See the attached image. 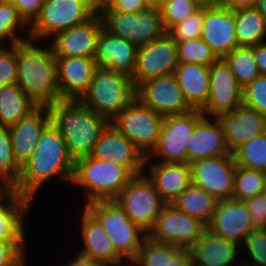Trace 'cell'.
I'll list each match as a JSON object with an SVG mask.
<instances>
[{
  "label": "cell",
  "instance_id": "603a6c76",
  "mask_svg": "<svg viewBox=\"0 0 266 266\" xmlns=\"http://www.w3.org/2000/svg\"><path fill=\"white\" fill-rule=\"evenodd\" d=\"M50 122V107L37 106L9 127L13 155L20 167L32 156L41 133Z\"/></svg>",
  "mask_w": 266,
  "mask_h": 266
},
{
  "label": "cell",
  "instance_id": "7a4b0ae2",
  "mask_svg": "<svg viewBox=\"0 0 266 266\" xmlns=\"http://www.w3.org/2000/svg\"><path fill=\"white\" fill-rule=\"evenodd\" d=\"M42 43L30 38L16 43V83L37 106L51 107L61 101L56 57L50 43Z\"/></svg>",
  "mask_w": 266,
  "mask_h": 266
},
{
  "label": "cell",
  "instance_id": "f35d334b",
  "mask_svg": "<svg viewBox=\"0 0 266 266\" xmlns=\"http://www.w3.org/2000/svg\"><path fill=\"white\" fill-rule=\"evenodd\" d=\"M241 252L248 255L242 266H266V228L253 229L241 244Z\"/></svg>",
  "mask_w": 266,
  "mask_h": 266
},
{
  "label": "cell",
  "instance_id": "3957f363",
  "mask_svg": "<svg viewBox=\"0 0 266 266\" xmlns=\"http://www.w3.org/2000/svg\"><path fill=\"white\" fill-rule=\"evenodd\" d=\"M51 121L66 142L73 160L90 156L103 131L111 123L80 100H61L50 107Z\"/></svg>",
  "mask_w": 266,
  "mask_h": 266
},
{
  "label": "cell",
  "instance_id": "6125c7cd",
  "mask_svg": "<svg viewBox=\"0 0 266 266\" xmlns=\"http://www.w3.org/2000/svg\"><path fill=\"white\" fill-rule=\"evenodd\" d=\"M16 0H0V4H11L13 5Z\"/></svg>",
  "mask_w": 266,
  "mask_h": 266
},
{
  "label": "cell",
  "instance_id": "d590c367",
  "mask_svg": "<svg viewBox=\"0 0 266 266\" xmlns=\"http://www.w3.org/2000/svg\"><path fill=\"white\" fill-rule=\"evenodd\" d=\"M233 156L237 166L266 173V131L237 148Z\"/></svg>",
  "mask_w": 266,
  "mask_h": 266
},
{
  "label": "cell",
  "instance_id": "d4e9b609",
  "mask_svg": "<svg viewBox=\"0 0 266 266\" xmlns=\"http://www.w3.org/2000/svg\"><path fill=\"white\" fill-rule=\"evenodd\" d=\"M144 173L153 183L166 204H171L191 184V170L188 163H164L145 160Z\"/></svg>",
  "mask_w": 266,
  "mask_h": 266
},
{
  "label": "cell",
  "instance_id": "ab89813d",
  "mask_svg": "<svg viewBox=\"0 0 266 266\" xmlns=\"http://www.w3.org/2000/svg\"><path fill=\"white\" fill-rule=\"evenodd\" d=\"M20 168L13 155L9 127L0 125V177L12 186L19 177Z\"/></svg>",
  "mask_w": 266,
  "mask_h": 266
},
{
  "label": "cell",
  "instance_id": "484cf974",
  "mask_svg": "<svg viewBox=\"0 0 266 266\" xmlns=\"http://www.w3.org/2000/svg\"><path fill=\"white\" fill-rule=\"evenodd\" d=\"M80 215L79 231L84 247H81L77 254L104 262L108 266H123L126 262L116 253L112 241L100 222L85 207Z\"/></svg>",
  "mask_w": 266,
  "mask_h": 266
},
{
  "label": "cell",
  "instance_id": "9c48e42d",
  "mask_svg": "<svg viewBox=\"0 0 266 266\" xmlns=\"http://www.w3.org/2000/svg\"><path fill=\"white\" fill-rule=\"evenodd\" d=\"M115 201L146 235L166 204L145 173L134 175Z\"/></svg>",
  "mask_w": 266,
  "mask_h": 266
},
{
  "label": "cell",
  "instance_id": "94428289",
  "mask_svg": "<svg viewBox=\"0 0 266 266\" xmlns=\"http://www.w3.org/2000/svg\"><path fill=\"white\" fill-rule=\"evenodd\" d=\"M168 0H156V8H160Z\"/></svg>",
  "mask_w": 266,
  "mask_h": 266
},
{
  "label": "cell",
  "instance_id": "91938a15",
  "mask_svg": "<svg viewBox=\"0 0 266 266\" xmlns=\"http://www.w3.org/2000/svg\"><path fill=\"white\" fill-rule=\"evenodd\" d=\"M150 8H156V0H144Z\"/></svg>",
  "mask_w": 266,
  "mask_h": 266
},
{
  "label": "cell",
  "instance_id": "5bb4252c",
  "mask_svg": "<svg viewBox=\"0 0 266 266\" xmlns=\"http://www.w3.org/2000/svg\"><path fill=\"white\" fill-rule=\"evenodd\" d=\"M136 98L164 117L192 110L184 98L174 73L140 83L136 87Z\"/></svg>",
  "mask_w": 266,
  "mask_h": 266
},
{
  "label": "cell",
  "instance_id": "03108f58",
  "mask_svg": "<svg viewBox=\"0 0 266 266\" xmlns=\"http://www.w3.org/2000/svg\"><path fill=\"white\" fill-rule=\"evenodd\" d=\"M28 263H27V260H25L20 266H29V265H27Z\"/></svg>",
  "mask_w": 266,
  "mask_h": 266
},
{
  "label": "cell",
  "instance_id": "4dcf8cb0",
  "mask_svg": "<svg viewBox=\"0 0 266 266\" xmlns=\"http://www.w3.org/2000/svg\"><path fill=\"white\" fill-rule=\"evenodd\" d=\"M37 105L17 83L0 87V125L11 127L32 112Z\"/></svg>",
  "mask_w": 266,
  "mask_h": 266
},
{
  "label": "cell",
  "instance_id": "f907efd6",
  "mask_svg": "<svg viewBox=\"0 0 266 266\" xmlns=\"http://www.w3.org/2000/svg\"><path fill=\"white\" fill-rule=\"evenodd\" d=\"M166 266H192L189 250L174 246L167 253Z\"/></svg>",
  "mask_w": 266,
  "mask_h": 266
},
{
  "label": "cell",
  "instance_id": "816d5d0a",
  "mask_svg": "<svg viewBox=\"0 0 266 266\" xmlns=\"http://www.w3.org/2000/svg\"><path fill=\"white\" fill-rule=\"evenodd\" d=\"M253 54L260 75H266V42L254 45Z\"/></svg>",
  "mask_w": 266,
  "mask_h": 266
},
{
  "label": "cell",
  "instance_id": "be15d7a7",
  "mask_svg": "<svg viewBox=\"0 0 266 266\" xmlns=\"http://www.w3.org/2000/svg\"><path fill=\"white\" fill-rule=\"evenodd\" d=\"M262 194L266 196V173L263 181V188H262Z\"/></svg>",
  "mask_w": 266,
  "mask_h": 266
},
{
  "label": "cell",
  "instance_id": "7c38bea8",
  "mask_svg": "<svg viewBox=\"0 0 266 266\" xmlns=\"http://www.w3.org/2000/svg\"><path fill=\"white\" fill-rule=\"evenodd\" d=\"M207 227L173 204H165L155 219L147 238L162 244L189 249L202 236Z\"/></svg>",
  "mask_w": 266,
  "mask_h": 266
},
{
  "label": "cell",
  "instance_id": "ba28073f",
  "mask_svg": "<svg viewBox=\"0 0 266 266\" xmlns=\"http://www.w3.org/2000/svg\"><path fill=\"white\" fill-rule=\"evenodd\" d=\"M204 117L201 110L164 117L156 147L145 160L187 163V143L196 125Z\"/></svg>",
  "mask_w": 266,
  "mask_h": 266
},
{
  "label": "cell",
  "instance_id": "8d00e7d4",
  "mask_svg": "<svg viewBox=\"0 0 266 266\" xmlns=\"http://www.w3.org/2000/svg\"><path fill=\"white\" fill-rule=\"evenodd\" d=\"M265 172L236 167L232 199L244 201L262 193Z\"/></svg>",
  "mask_w": 266,
  "mask_h": 266
},
{
  "label": "cell",
  "instance_id": "cb8c5ba5",
  "mask_svg": "<svg viewBox=\"0 0 266 266\" xmlns=\"http://www.w3.org/2000/svg\"><path fill=\"white\" fill-rule=\"evenodd\" d=\"M235 28L234 11L223 7H205L201 38L219 58L239 47Z\"/></svg>",
  "mask_w": 266,
  "mask_h": 266
},
{
  "label": "cell",
  "instance_id": "680465c9",
  "mask_svg": "<svg viewBox=\"0 0 266 266\" xmlns=\"http://www.w3.org/2000/svg\"><path fill=\"white\" fill-rule=\"evenodd\" d=\"M255 8L265 18L266 21V0H257Z\"/></svg>",
  "mask_w": 266,
  "mask_h": 266
},
{
  "label": "cell",
  "instance_id": "11a10c76",
  "mask_svg": "<svg viewBox=\"0 0 266 266\" xmlns=\"http://www.w3.org/2000/svg\"><path fill=\"white\" fill-rule=\"evenodd\" d=\"M200 7H221V0H191Z\"/></svg>",
  "mask_w": 266,
  "mask_h": 266
},
{
  "label": "cell",
  "instance_id": "7dc6e473",
  "mask_svg": "<svg viewBox=\"0 0 266 266\" xmlns=\"http://www.w3.org/2000/svg\"><path fill=\"white\" fill-rule=\"evenodd\" d=\"M255 228H266V196L258 194L244 200Z\"/></svg>",
  "mask_w": 266,
  "mask_h": 266
},
{
  "label": "cell",
  "instance_id": "db71d44e",
  "mask_svg": "<svg viewBox=\"0 0 266 266\" xmlns=\"http://www.w3.org/2000/svg\"><path fill=\"white\" fill-rule=\"evenodd\" d=\"M71 259L72 260H69V262L66 263L67 265L64 264V266H108L104 262L83 257L77 254V252H76V255H74V257Z\"/></svg>",
  "mask_w": 266,
  "mask_h": 266
},
{
  "label": "cell",
  "instance_id": "f5cc1de1",
  "mask_svg": "<svg viewBox=\"0 0 266 266\" xmlns=\"http://www.w3.org/2000/svg\"><path fill=\"white\" fill-rule=\"evenodd\" d=\"M257 0H221V7L232 11L255 7Z\"/></svg>",
  "mask_w": 266,
  "mask_h": 266
},
{
  "label": "cell",
  "instance_id": "ffe728a7",
  "mask_svg": "<svg viewBox=\"0 0 266 266\" xmlns=\"http://www.w3.org/2000/svg\"><path fill=\"white\" fill-rule=\"evenodd\" d=\"M223 133L226 146L233 153L241 145L266 131V118L243 103L233 111L216 116Z\"/></svg>",
  "mask_w": 266,
  "mask_h": 266
},
{
  "label": "cell",
  "instance_id": "7bdbcfd3",
  "mask_svg": "<svg viewBox=\"0 0 266 266\" xmlns=\"http://www.w3.org/2000/svg\"><path fill=\"white\" fill-rule=\"evenodd\" d=\"M205 7H200L189 18L173 26L167 33L175 42L201 38Z\"/></svg>",
  "mask_w": 266,
  "mask_h": 266
},
{
  "label": "cell",
  "instance_id": "e575fe53",
  "mask_svg": "<svg viewBox=\"0 0 266 266\" xmlns=\"http://www.w3.org/2000/svg\"><path fill=\"white\" fill-rule=\"evenodd\" d=\"M23 35L24 32L25 34ZM19 32V33H17ZM25 36V37H24ZM30 25L19 14L18 9L11 4H0V45L15 44L29 39Z\"/></svg>",
  "mask_w": 266,
  "mask_h": 266
},
{
  "label": "cell",
  "instance_id": "5b68a950",
  "mask_svg": "<svg viewBox=\"0 0 266 266\" xmlns=\"http://www.w3.org/2000/svg\"><path fill=\"white\" fill-rule=\"evenodd\" d=\"M136 98L132 78L98 66L88 92L80 100L86 107L104 116L110 122Z\"/></svg>",
  "mask_w": 266,
  "mask_h": 266
},
{
  "label": "cell",
  "instance_id": "bcb514c9",
  "mask_svg": "<svg viewBox=\"0 0 266 266\" xmlns=\"http://www.w3.org/2000/svg\"><path fill=\"white\" fill-rule=\"evenodd\" d=\"M0 45V87L17 82L16 43Z\"/></svg>",
  "mask_w": 266,
  "mask_h": 266
},
{
  "label": "cell",
  "instance_id": "60d3db41",
  "mask_svg": "<svg viewBox=\"0 0 266 266\" xmlns=\"http://www.w3.org/2000/svg\"><path fill=\"white\" fill-rule=\"evenodd\" d=\"M199 8L200 6L191 0H168L165 2L159 10L166 32L189 18Z\"/></svg>",
  "mask_w": 266,
  "mask_h": 266
},
{
  "label": "cell",
  "instance_id": "1f68e13d",
  "mask_svg": "<svg viewBox=\"0 0 266 266\" xmlns=\"http://www.w3.org/2000/svg\"><path fill=\"white\" fill-rule=\"evenodd\" d=\"M217 202L218 200L204 189L191 184L171 204L178 210L198 219L207 227L213 217Z\"/></svg>",
  "mask_w": 266,
  "mask_h": 266
},
{
  "label": "cell",
  "instance_id": "f546056e",
  "mask_svg": "<svg viewBox=\"0 0 266 266\" xmlns=\"http://www.w3.org/2000/svg\"><path fill=\"white\" fill-rule=\"evenodd\" d=\"M32 201L11 191L0 202V239H26V219Z\"/></svg>",
  "mask_w": 266,
  "mask_h": 266
},
{
  "label": "cell",
  "instance_id": "c3c4849f",
  "mask_svg": "<svg viewBox=\"0 0 266 266\" xmlns=\"http://www.w3.org/2000/svg\"><path fill=\"white\" fill-rule=\"evenodd\" d=\"M150 8L144 0H111L99 12L140 13Z\"/></svg>",
  "mask_w": 266,
  "mask_h": 266
},
{
  "label": "cell",
  "instance_id": "7402d4cb",
  "mask_svg": "<svg viewBox=\"0 0 266 266\" xmlns=\"http://www.w3.org/2000/svg\"><path fill=\"white\" fill-rule=\"evenodd\" d=\"M188 250L192 266H242V257H239L242 255L241 245L216 235L207 228Z\"/></svg>",
  "mask_w": 266,
  "mask_h": 266
},
{
  "label": "cell",
  "instance_id": "f6af8a7d",
  "mask_svg": "<svg viewBox=\"0 0 266 266\" xmlns=\"http://www.w3.org/2000/svg\"><path fill=\"white\" fill-rule=\"evenodd\" d=\"M243 104L266 118V75H259L243 88Z\"/></svg>",
  "mask_w": 266,
  "mask_h": 266
},
{
  "label": "cell",
  "instance_id": "9a60e30c",
  "mask_svg": "<svg viewBox=\"0 0 266 266\" xmlns=\"http://www.w3.org/2000/svg\"><path fill=\"white\" fill-rule=\"evenodd\" d=\"M243 103V88L239 85L223 58L209 65V95L201 112L206 117L233 111Z\"/></svg>",
  "mask_w": 266,
  "mask_h": 266
},
{
  "label": "cell",
  "instance_id": "ac0fdd59",
  "mask_svg": "<svg viewBox=\"0 0 266 266\" xmlns=\"http://www.w3.org/2000/svg\"><path fill=\"white\" fill-rule=\"evenodd\" d=\"M91 155L126 167L133 175L144 173L145 155L112 123L101 134Z\"/></svg>",
  "mask_w": 266,
  "mask_h": 266
},
{
  "label": "cell",
  "instance_id": "e0dca14e",
  "mask_svg": "<svg viewBox=\"0 0 266 266\" xmlns=\"http://www.w3.org/2000/svg\"><path fill=\"white\" fill-rule=\"evenodd\" d=\"M102 27V19L97 12L87 22L56 33L50 41L55 57L95 58Z\"/></svg>",
  "mask_w": 266,
  "mask_h": 266
},
{
  "label": "cell",
  "instance_id": "681fc988",
  "mask_svg": "<svg viewBox=\"0 0 266 266\" xmlns=\"http://www.w3.org/2000/svg\"><path fill=\"white\" fill-rule=\"evenodd\" d=\"M45 0H16L13 4L24 20L31 25L40 15Z\"/></svg>",
  "mask_w": 266,
  "mask_h": 266
},
{
  "label": "cell",
  "instance_id": "8992f818",
  "mask_svg": "<svg viewBox=\"0 0 266 266\" xmlns=\"http://www.w3.org/2000/svg\"><path fill=\"white\" fill-rule=\"evenodd\" d=\"M84 207L100 222L116 253L125 262H133L147 235L129 219L115 200L96 201Z\"/></svg>",
  "mask_w": 266,
  "mask_h": 266
},
{
  "label": "cell",
  "instance_id": "4fadbf2b",
  "mask_svg": "<svg viewBox=\"0 0 266 266\" xmlns=\"http://www.w3.org/2000/svg\"><path fill=\"white\" fill-rule=\"evenodd\" d=\"M189 165L192 184L204 189L218 201L232 199L237 167L233 153L196 160Z\"/></svg>",
  "mask_w": 266,
  "mask_h": 266
},
{
  "label": "cell",
  "instance_id": "4316f807",
  "mask_svg": "<svg viewBox=\"0 0 266 266\" xmlns=\"http://www.w3.org/2000/svg\"><path fill=\"white\" fill-rule=\"evenodd\" d=\"M138 48L102 27L97 38L95 61L102 66L133 77Z\"/></svg>",
  "mask_w": 266,
  "mask_h": 266
},
{
  "label": "cell",
  "instance_id": "83f0119b",
  "mask_svg": "<svg viewBox=\"0 0 266 266\" xmlns=\"http://www.w3.org/2000/svg\"><path fill=\"white\" fill-rule=\"evenodd\" d=\"M222 127L216 117L204 116L196 125L187 143V163L230 155Z\"/></svg>",
  "mask_w": 266,
  "mask_h": 266
},
{
  "label": "cell",
  "instance_id": "30bf717a",
  "mask_svg": "<svg viewBox=\"0 0 266 266\" xmlns=\"http://www.w3.org/2000/svg\"><path fill=\"white\" fill-rule=\"evenodd\" d=\"M103 27L135 45L143 47L162 37L166 30L158 8H148L140 13L98 12Z\"/></svg>",
  "mask_w": 266,
  "mask_h": 266
},
{
  "label": "cell",
  "instance_id": "277c9868",
  "mask_svg": "<svg viewBox=\"0 0 266 266\" xmlns=\"http://www.w3.org/2000/svg\"><path fill=\"white\" fill-rule=\"evenodd\" d=\"M133 176L126 167L90 155L75 160L71 185L84 192L85 206L115 200Z\"/></svg>",
  "mask_w": 266,
  "mask_h": 266
},
{
  "label": "cell",
  "instance_id": "8fae6325",
  "mask_svg": "<svg viewBox=\"0 0 266 266\" xmlns=\"http://www.w3.org/2000/svg\"><path fill=\"white\" fill-rule=\"evenodd\" d=\"M163 120L164 116L135 98L111 123L146 157L156 147Z\"/></svg>",
  "mask_w": 266,
  "mask_h": 266
},
{
  "label": "cell",
  "instance_id": "d6986e66",
  "mask_svg": "<svg viewBox=\"0 0 266 266\" xmlns=\"http://www.w3.org/2000/svg\"><path fill=\"white\" fill-rule=\"evenodd\" d=\"M97 67L94 58L56 57L57 84L61 100H81L90 88Z\"/></svg>",
  "mask_w": 266,
  "mask_h": 266
},
{
  "label": "cell",
  "instance_id": "836d02e7",
  "mask_svg": "<svg viewBox=\"0 0 266 266\" xmlns=\"http://www.w3.org/2000/svg\"><path fill=\"white\" fill-rule=\"evenodd\" d=\"M223 59L242 88L260 75L253 54V46H239L225 55Z\"/></svg>",
  "mask_w": 266,
  "mask_h": 266
},
{
  "label": "cell",
  "instance_id": "9f6ffc18",
  "mask_svg": "<svg viewBox=\"0 0 266 266\" xmlns=\"http://www.w3.org/2000/svg\"><path fill=\"white\" fill-rule=\"evenodd\" d=\"M12 191L11 186L0 177V202Z\"/></svg>",
  "mask_w": 266,
  "mask_h": 266
},
{
  "label": "cell",
  "instance_id": "6da1fadb",
  "mask_svg": "<svg viewBox=\"0 0 266 266\" xmlns=\"http://www.w3.org/2000/svg\"><path fill=\"white\" fill-rule=\"evenodd\" d=\"M74 163L64 137L51 121L41 133L32 156L21 166L12 191L34 203L42 186L50 185V180L56 177L58 183L71 185Z\"/></svg>",
  "mask_w": 266,
  "mask_h": 266
},
{
  "label": "cell",
  "instance_id": "d6a6232c",
  "mask_svg": "<svg viewBox=\"0 0 266 266\" xmlns=\"http://www.w3.org/2000/svg\"><path fill=\"white\" fill-rule=\"evenodd\" d=\"M234 14L239 46L252 47L266 42V21L255 7L238 9Z\"/></svg>",
  "mask_w": 266,
  "mask_h": 266
},
{
  "label": "cell",
  "instance_id": "b9f144b4",
  "mask_svg": "<svg viewBox=\"0 0 266 266\" xmlns=\"http://www.w3.org/2000/svg\"><path fill=\"white\" fill-rule=\"evenodd\" d=\"M174 246L175 245L157 243L146 238L133 262L137 266H166L167 253Z\"/></svg>",
  "mask_w": 266,
  "mask_h": 266
},
{
  "label": "cell",
  "instance_id": "ee69618b",
  "mask_svg": "<svg viewBox=\"0 0 266 266\" xmlns=\"http://www.w3.org/2000/svg\"><path fill=\"white\" fill-rule=\"evenodd\" d=\"M28 239H0V266H20L27 260Z\"/></svg>",
  "mask_w": 266,
  "mask_h": 266
},
{
  "label": "cell",
  "instance_id": "52a82bcc",
  "mask_svg": "<svg viewBox=\"0 0 266 266\" xmlns=\"http://www.w3.org/2000/svg\"><path fill=\"white\" fill-rule=\"evenodd\" d=\"M96 13L87 0H45L40 15L30 25L29 38L50 41L56 33L85 23Z\"/></svg>",
  "mask_w": 266,
  "mask_h": 266
},
{
  "label": "cell",
  "instance_id": "74e56055",
  "mask_svg": "<svg viewBox=\"0 0 266 266\" xmlns=\"http://www.w3.org/2000/svg\"><path fill=\"white\" fill-rule=\"evenodd\" d=\"M176 48L179 63L209 66L219 59L212 48L202 38L176 42Z\"/></svg>",
  "mask_w": 266,
  "mask_h": 266
},
{
  "label": "cell",
  "instance_id": "44dd1931",
  "mask_svg": "<svg viewBox=\"0 0 266 266\" xmlns=\"http://www.w3.org/2000/svg\"><path fill=\"white\" fill-rule=\"evenodd\" d=\"M207 229L241 245L255 227L244 201L225 199L217 202Z\"/></svg>",
  "mask_w": 266,
  "mask_h": 266
},
{
  "label": "cell",
  "instance_id": "f1b7e54d",
  "mask_svg": "<svg viewBox=\"0 0 266 266\" xmlns=\"http://www.w3.org/2000/svg\"><path fill=\"white\" fill-rule=\"evenodd\" d=\"M174 74L188 105L201 110L208 101L209 66L179 63Z\"/></svg>",
  "mask_w": 266,
  "mask_h": 266
},
{
  "label": "cell",
  "instance_id": "2e32d148",
  "mask_svg": "<svg viewBox=\"0 0 266 266\" xmlns=\"http://www.w3.org/2000/svg\"><path fill=\"white\" fill-rule=\"evenodd\" d=\"M178 64L176 42L166 32L162 37L138 48L132 81L137 87L149 79L174 73Z\"/></svg>",
  "mask_w": 266,
  "mask_h": 266
},
{
  "label": "cell",
  "instance_id": "6f0895ef",
  "mask_svg": "<svg viewBox=\"0 0 266 266\" xmlns=\"http://www.w3.org/2000/svg\"><path fill=\"white\" fill-rule=\"evenodd\" d=\"M88 3L99 12L102 8L107 7L111 0H87Z\"/></svg>",
  "mask_w": 266,
  "mask_h": 266
},
{
  "label": "cell",
  "instance_id": "e7e4bbea",
  "mask_svg": "<svg viewBox=\"0 0 266 266\" xmlns=\"http://www.w3.org/2000/svg\"><path fill=\"white\" fill-rule=\"evenodd\" d=\"M123 266H137L134 262H126Z\"/></svg>",
  "mask_w": 266,
  "mask_h": 266
}]
</instances>
